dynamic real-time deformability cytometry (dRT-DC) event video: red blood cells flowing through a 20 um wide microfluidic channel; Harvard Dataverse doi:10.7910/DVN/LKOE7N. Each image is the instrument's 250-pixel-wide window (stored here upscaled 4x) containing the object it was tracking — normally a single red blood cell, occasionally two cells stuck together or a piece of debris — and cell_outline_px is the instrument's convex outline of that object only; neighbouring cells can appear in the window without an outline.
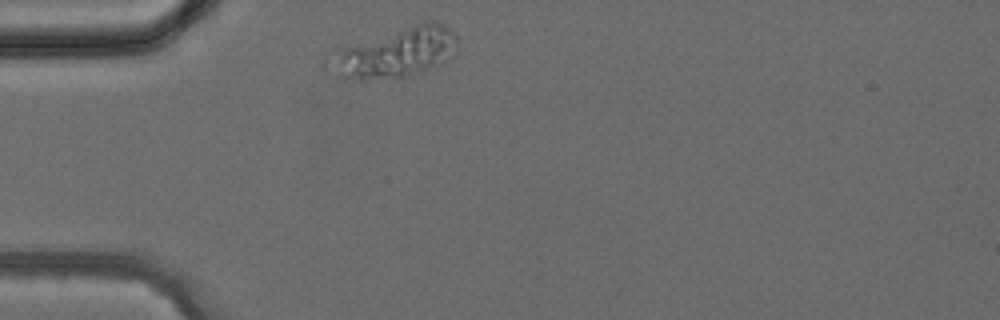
{"species": "common noctule bat (a hibernating species)", "species_latin": "Nyctalus noctula", "temperature_condition": "cold", "stored_images_in_passage": 24, "camera_frame_rate_fps": 3000, "um_per_image_px": 0.085, "animal": {"sex": "female", "body_mass_g": 24.6, "forearm_length_mm": 56.2}, "frame": {"image": 1, "passage_image": 1, "time_ms": 0.0, "image_size_px": [1000, 320], "cell_outline_px": [[456, 44], [452, 60], [420, 72], [404, 76], [364, 84], [340, 80], [324, 72], [320, 68], [320, 60], [328, 52], [420, 20], [436, 20], [448, 28], [456, 36]], "centroid_in_image_um": [33.35, 4.56], "position_along_channel_um": 51.6, "area_um2": 40.06}}
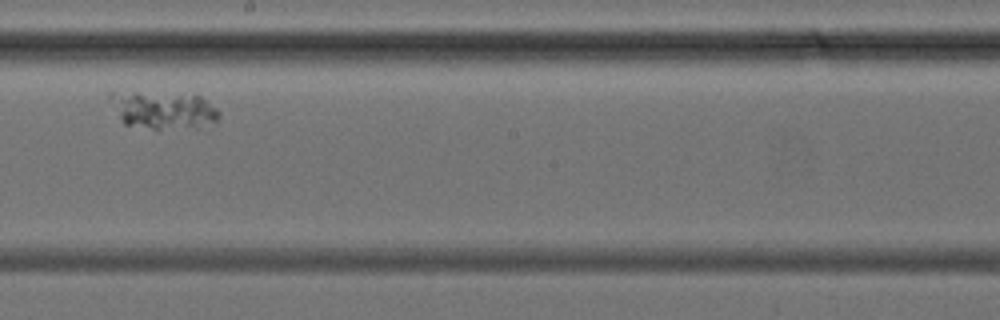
{"frame": {"image": 2, "passage_image": 14, "time_ms": 4.333, "image_size_px": [1000, 320], "cell_outline_px": [[220, 116], [216, 120], [196, 128], [152, 128], [124, 124], [120, 120], [108, 96], [112, 92], [136, 92], [200, 96], [216, 108], [220, 112]], "centroid_in_image_um": [13.85, 9.36], "position_along_channel_um": 234.3, "area_um2": 23.29}}
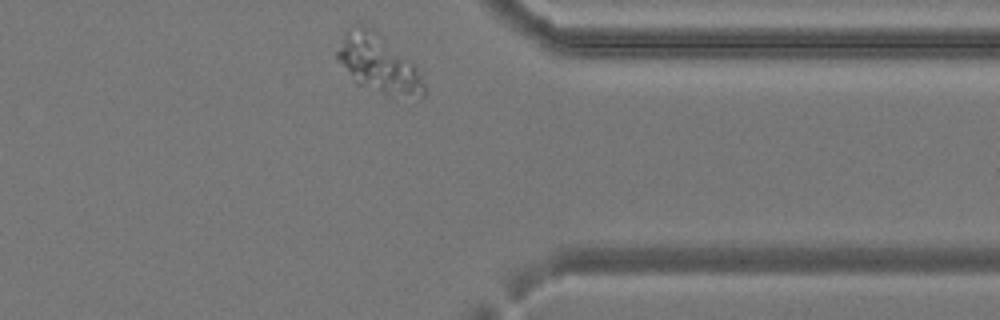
{"frame": {"image": 3, "passage_image": 24, "time_ms": 7.667, "image_size_px": [1000, 320], "cell_outline_px": [[428, 92], [424, 96], [384, 96], [356, 84], [336, 60], [336, 52], [344, 32], [348, 28], [360, 24], [364, 24], [372, 28], [412, 60], [416, 64]], "centroid_in_image_um": [32.17, 5.43], "position_along_channel_um": 379.2, "area_um2": 30.06}}